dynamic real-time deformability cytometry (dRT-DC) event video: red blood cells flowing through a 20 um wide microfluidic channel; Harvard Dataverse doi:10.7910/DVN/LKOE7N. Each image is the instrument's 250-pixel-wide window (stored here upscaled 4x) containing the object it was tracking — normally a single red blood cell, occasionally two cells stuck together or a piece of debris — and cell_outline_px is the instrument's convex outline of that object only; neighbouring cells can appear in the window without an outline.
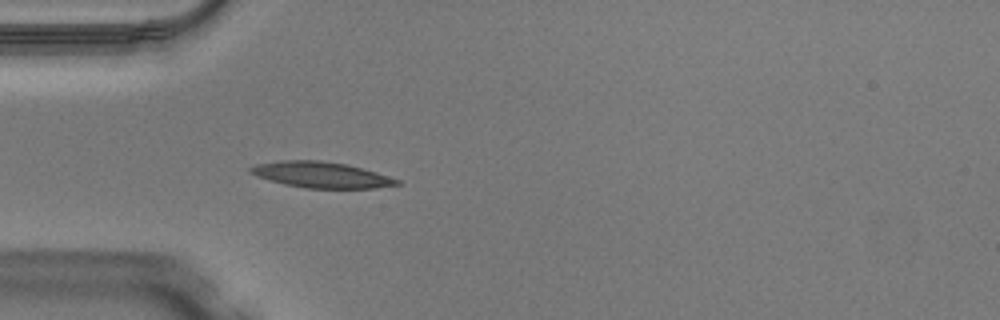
{"species": "Egyptian fruit bat (a non-hibernating species)", "species_latin": "Rousettus aegyptiacus", "temperature_condition": "warm", "stored_images_in_passage": 36, "camera_frame_rate_fps": 3000, "um_per_image_px": 0.085, "animal": {"sex": "male"}, "frame": {"image": 1, "passage_image": 2, "time_ms": 0.333, "image_size_px": [1000, 320], "cell_outline_px": [[400, 184], [376, 188], [308, 188], [284, 184], [268, 180], [256, 176], [248, 172], [248, 168], [256, 164], [280, 160], [320, 160], [348, 164], [376, 172], [400, 180]], "centroid_in_image_um": [27.27, 14.85], "position_along_channel_um": 57.7, "area_um2": 22.2}}
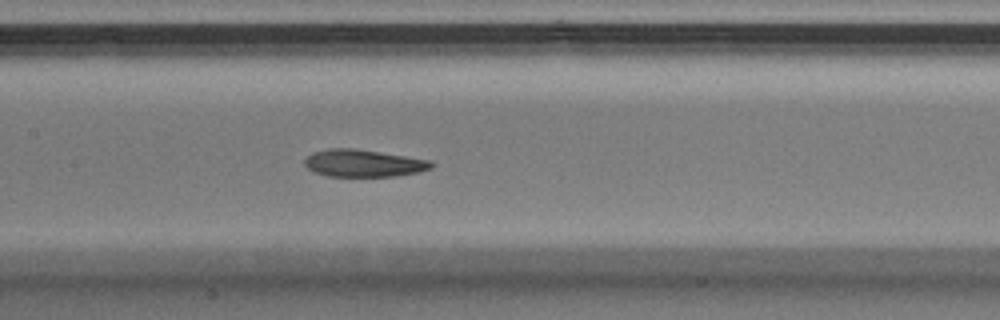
{"frame": {"image": 2, "passage_image": 11, "time_ms": 3.333, "image_size_px": [1000, 320], "cell_outline_px": [[436, 164], [432, 168], [420, 172], [392, 176], [328, 176], [312, 172], [304, 164], [304, 160], [312, 152], [328, 148], [352, 148], [432, 160]], "centroid_in_image_um": [30.9, 13.87], "position_along_channel_um": 176.5, "area_um2": 20.23}}
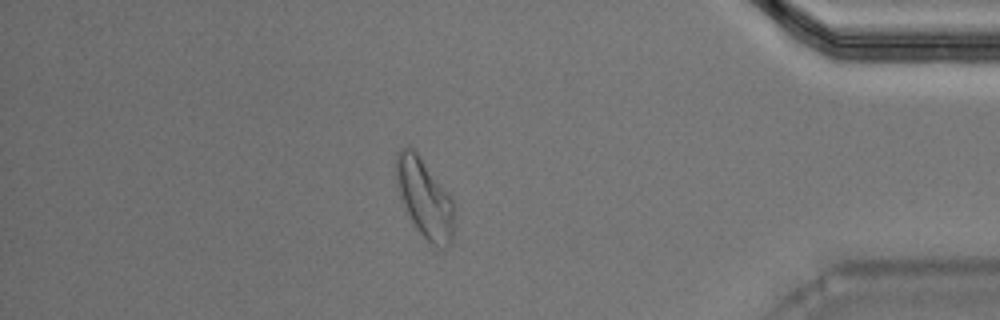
{"frame": {"image": 3, "passage_image": 30, "time_ms": 9.667, "image_size_px": [1000, 320], "cell_outline_px": [[452, 244], [448, 248], [444, 248], [432, 244], [416, 228], [400, 196], [396, 180], [396, 152], [400, 148], [412, 148], [416, 152], [448, 192], [452, 200]], "centroid_in_image_um": [36.08, 16.84], "position_along_channel_um": 399.1, "area_um2": 25.89}, "authors_computed_cell_mechanics": {"area_um2": 21.3282, "velocity_mm_per_s": 4.0729, "shape_relaxation_time_tau1_ms": 4.0064, "shape_relaxation_time_tau2_ms": 2.2951, "deformation_change_tau1": 0.1575, "deformation_change_tau2": 0.1045}}